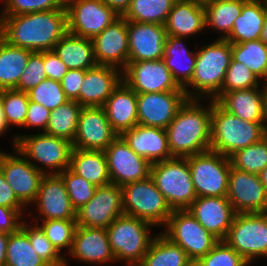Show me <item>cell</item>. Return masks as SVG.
<instances>
[{
    "label": "cell",
    "instance_id": "1",
    "mask_svg": "<svg viewBox=\"0 0 267 266\" xmlns=\"http://www.w3.org/2000/svg\"><path fill=\"white\" fill-rule=\"evenodd\" d=\"M67 32L66 9L0 16V37L32 52L53 50Z\"/></svg>",
    "mask_w": 267,
    "mask_h": 266
},
{
    "label": "cell",
    "instance_id": "2",
    "mask_svg": "<svg viewBox=\"0 0 267 266\" xmlns=\"http://www.w3.org/2000/svg\"><path fill=\"white\" fill-rule=\"evenodd\" d=\"M187 99L165 129L172 157L186 158L210 150L212 100ZM201 103V104H200Z\"/></svg>",
    "mask_w": 267,
    "mask_h": 266
},
{
    "label": "cell",
    "instance_id": "3",
    "mask_svg": "<svg viewBox=\"0 0 267 266\" xmlns=\"http://www.w3.org/2000/svg\"><path fill=\"white\" fill-rule=\"evenodd\" d=\"M196 49L194 73L183 89L187 99H202L204 103V99L213 100L221 91L232 60V44L217 38Z\"/></svg>",
    "mask_w": 267,
    "mask_h": 266
},
{
    "label": "cell",
    "instance_id": "4",
    "mask_svg": "<svg viewBox=\"0 0 267 266\" xmlns=\"http://www.w3.org/2000/svg\"><path fill=\"white\" fill-rule=\"evenodd\" d=\"M267 135V122L242 120L212 100L210 150L230 157Z\"/></svg>",
    "mask_w": 267,
    "mask_h": 266
},
{
    "label": "cell",
    "instance_id": "5",
    "mask_svg": "<svg viewBox=\"0 0 267 266\" xmlns=\"http://www.w3.org/2000/svg\"><path fill=\"white\" fill-rule=\"evenodd\" d=\"M11 138L12 147L18 149L44 175L60 174L70 166L73 143L64 138L45 132L15 134Z\"/></svg>",
    "mask_w": 267,
    "mask_h": 266
},
{
    "label": "cell",
    "instance_id": "6",
    "mask_svg": "<svg viewBox=\"0 0 267 266\" xmlns=\"http://www.w3.org/2000/svg\"><path fill=\"white\" fill-rule=\"evenodd\" d=\"M153 227L151 223L136 217L125 214L117 217L106 229L116 262L137 266L155 236L150 231Z\"/></svg>",
    "mask_w": 267,
    "mask_h": 266
},
{
    "label": "cell",
    "instance_id": "7",
    "mask_svg": "<svg viewBox=\"0 0 267 266\" xmlns=\"http://www.w3.org/2000/svg\"><path fill=\"white\" fill-rule=\"evenodd\" d=\"M150 177L172 210H185L197 198L187 158L153 163Z\"/></svg>",
    "mask_w": 267,
    "mask_h": 266
},
{
    "label": "cell",
    "instance_id": "8",
    "mask_svg": "<svg viewBox=\"0 0 267 266\" xmlns=\"http://www.w3.org/2000/svg\"><path fill=\"white\" fill-rule=\"evenodd\" d=\"M121 188L125 215L147 221L155 227L165 226L173 210L151 177Z\"/></svg>",
    "mask_w": 267,
    "mask_h": 266
},
{
    "label": "cell",
    "instance_id": "9",
    "mask_svg": "<svg viewBox=\"0 0 267 266\" xmlns=\"http://www.w3.org/2000/svg\"><path fill=\"white\" fill-rule=\"evenodd\" d=\"M161 232L171 242L179 245L188 258L197 262L219 242L187 210H173Z\"/></svg>",
    "mask_w": 267,
    "mask_h": 266
},
{
    "label": "cell",
    "instance_id": "10",
    "mask_svg": "<svg viewBox=\"0 0 267 266\" xmlns=\"http://www.w3.org/2000/svg\"><path fill=\"white\" fill-rule=\"evenodd\" d=\"M197 197L227 196L230 159L212 150L186 157Z\"/></svg>",
    "mask_w": 267,
    "mask_h": 266
},
{
    "label": "cell",
    "instance_id": "11",
    "mask_svg": "<svg viewBox=\"0 0 267 266\" xmlns=\"http://www.w3.org/2000/svg\"><path fill=\"white\" fill-rule=\"evenodd\" d=\"M224 241L247 262L267 257V212L235 214Z\"/></svg>",
    "mask_w": 267,
    "mask_h": 266
},
{
    "label": "cell",
    "instance_id": "12",
    "mask_svg": "<svg viewBox=\"0 0 267 266\" xmlns=\"http://www.w3.org/2000/svg\"><path fill=\"white\" fill-rule=\"evenodd\" d=\"M68 32L93 39L121 16L102 0H65Z\"/></svg>",
    "mask_w": 267,
    "mask_h": 266
},
{
    "label": "cell",
    "instance_id": "13",
    "mask_svg": "<svg viewBox=\"0 0 267 266\" xmlns=\"http://www.w3.org/2000/svg\"><path fill=\"white\" fill-rule=\"evenodd\" d=\"M124 215L122 188L110 183L95 189L93 197L76 211L77 226L108 228Z\"/></svg>",
    "mask_w": 267,
    "mask_h": 266
},
{
    "label": "cell",
    "instance_id": "14",
    "mask_svg": "<svg viewBox=\"0 0 267 266\" xmlns=\"http://www.w3.org/2000/svg\"><path fill=\"white\" fill-rule=\"evenodd\" d=\"M123 82L137 94L184 90L161 60L128 61L122 70Z\"/></svg>",
    "mask_w": 267,
    "mask_h": 266
},
{
    "label": "cell",
    "instance_id": "15",
    "mask_svg": "<svg viewBox=\"0 0 267 266\" xmlns=\"http://www.w3.org/2000/svg\"><path fill=\"white\" fill-rule=\"evenodd\" d=\"M104 153L111 183L122 187L150 177L152 164L132 150L120 135Z\"/></svg>",
    "mask_w": 267,
    "mask_h": 266
},
{
    "label": "cell",
    "instance_id": "16",
    "mask_svg": "<svg viewBox=\"0 0 267 266\" xmlns=\"http://www.w3.org/2000/svg\"><path fill=\"white\" fill-rule=\"evenodd\" d=\"M15 154L4 153L0 171L11 186L17 198L30 207L36 199L44 174L28 161L18 149Z\"/></svg>",
    "mask_w": 267,
    "mask_h": 266
},
{
    "label": "cell",
    "instance_id": "17",
    "mask_svg": "<svg viewBox=\"0 0 267 266\" xmlns=\"http://www.w3.org/2000/svg\"><path fill=\"white\" fill-rule=\"evenodd\" d=\"M227 198L236 214L267 212V191L257 174L231 166Z\"/></svg>",
    "mask_w": 267,
    "mask_h": 266
},
{
    "label": "cell",
    "instance_id": "18",
    "mask_svg": "<svg viewBox=\"0 0 267 266\" xmlns=\"http://www.w3.org/2000/svg\"><path fill=\"white\" fill-rule=\"evenodd\" d=\"M186 100L184 90L137 94L138 125L166 129Z\"/></svg>",
    "mask_w": 267,
    "mask_h": 266
},
{
    "label": "cell",
    "instance_id": "19",
    "mask_svg": "<svg viewBox=\"0 0 267 266\" xmlns=\"http://www.w3.org/2000/svg\"><path fill=\"white\" fill-rule=\"evenodd\" d=\"M117 137L102 107H82L73 148L104 151Z\"/></svg>",
    "mask_w": 267,
    "mask_h": 266
},
{
    "label": "cell",
    "instance_id": "20",
    "mask_svg": "<svg viewBox=\"0 0 267 266\" xmlns=\"http://www.w3.org/2000/svg\"><path fill=\"white\" fill-rule=\"evenodd\" d=\"M37 205L38 217L35 220L76 219L66 186L59 174L44 175L33 205Z\"/></svg>",
    "mask_w": 267,
    "mask_h": 266
},
{
    "label": "cell",
    "instance_id": "21",
    "mask_svg": "<svg viewBox=\"0 0 267 266\" xmlns=\"http://www.w3.org/2000/svg\"><path fill=\"white\" fill-rule=\"evenodd\" d=\"M97 65L123 70L128 64L129 44L127 20L122 16L92 39Z\"/></svg>",
    "mask_w": 267,
    "mask_h": 266
},
{
    "label": "cell",
    "instance_id": "22",
    "mask_svg": "<svg viewBox=\"0 0 267 266\" xmlns=\"http://www.w3.org/2000/svg\"><path fill=\"white\" fill-rule=\"evenodd\" d=\"M128 61L161 60L168 37L164 25L127 21Z\"/></svg>",
    "mask_w": 267,
    "mask_h": 266
},
{
    "label": "cell",
    "instance_id": "23",
    "mask_svg": "<svg viewBox=\"0 0 267 266\" xmlns=\"http://www.w3.org/2000/svg\"><path fill=\"white\" fill-rule=\"evenodd\" d=\"M187 210L219 241H224L235 217L227 196L197 197Z\"/></svg>",
    "mask_w": 267,
    "mask_h": 266
},
{
    "label": "cell",
    "instance_id": "24",
    "mask_svg": "<svg viewBox=\"0 0 267 266\" xmlns=\"http://www.w3.org/2000/svg\"><path fill=\"white\" fill-rule=\"evenodd\" d=\"M69 256L86 264L105 265L116 262L106 228L77 226Z\"/></svg>",
    "mask_w": 267,
    "mask_h": 266
},
{
    "label": "cell",
    "instance_id": "25",
    "mask_svg": "<svg viewBox=\"0 0 267 266\" xmlns=\"http://www.w3.org/2000/svg\"><path fill=\"white\" fill-rule=\"evenodd\" d=\"M122 81V70L114 66L96 65L86 70L79 104L82 107H102Z\"/></svg>",
    "mask_w": 267,
    "mask_h": 266
},
{
    "label": "cell",
    "instance_id": "26",
    "mask_svg": "<svg viewBox=\"0 0 267 266\" xmlns=\"http://www.w3.org/2000/svg\"><path fill=\"white\" fill-rule=\"evenodd\" d=\"M120 136L132 150L151 164L173 158L165 129L136 125Z\"/></svg>",
    "mask_w": 267,
    "mask_h": 266
},
{
    "label": "cell",
    "instance_id": "27",
    "mask_svg": "<svg viewBox=\"0 0 267 266\" xmlns=\"http://www.w3.org/2000/svg\"><path fill=\"white\" fill-rule=\"evenodd\" d=\"M216 102L227 112L242 120L267 122L265 95L262 84L260 88L255 87L225 92Z\"/></svg>",
    "mask_w": 267,
    "mask_h": 266
},
{
    "label": "cell",
    "instance_id": "28",
    "mask_svg": "<svg viewBox=\"0 0 267 266\" xmlns=\"http://www.w3.org/2000/svg\"><path fill=\"white\" fill-rule=\"evenodd\" d=\"M112 129L121 135L138 125L137 93L123 81L102 106Z\"/></svg>",
    "mask_w": 267,
    "mask_h": 266
},
{
    "label": "cell",
    "instance_id": "29",
    "mask_svg": "<svg viewBox=\"0 0 267 266\" xmlns=\"http://www.w3.org/2000/svg\"><path fill=\"white\" fill-rule=\"evenodd\" d=\"M168 36L187 38L206 29L205 8L193 0H176L164 24Z\"/></svg>",
    "mask_w": 267,
    "mask_h": 266
},
{
    "label": "cell",
    "instance_id": "30",
    "mask_svg": "<svg viewBox=\"0 0 267 266\" xmlns=\"http://www.w3.org/2000/svg\"><path fill=\"white\" fill-rule=\"evenodd\" d=\"M186 38L168 36L165 42L163 61L177 84L184 88L194 73L196 51L185 46Z\"/></svg>",
    "mask_w": 267,
    "mask_h": 266
},
{
    "label": "cell",
    "instance_id": "31",
    "mask_svg": "<svg viewBox=\"0 0 267 266\" xmlns=\"http://www.w3.org/2000/svg\"><path fill=\"white\" fill-rule=\"evenodd\" d=\"M267 14L260 0H247L241 14L235 19L230 34L225 38L231 44L258 40Z\"/></svg>",
    "mask_w": 267,
    "mask_h": 266
},
{
    "label": "cell",
    "instance_id": "32",
    "mask_svg": "<svg viewBox=\"0 0 267 266\" xmlns=\"http://www.w3.org/2000/svg\"><path fill=\"white\" fill-rule=\"evenodd\" d=\"M53 50L68 69L88 70L97 65L92 39L67 32L55 44Z\"/></svg>",
    "mask_w": 267,
    "mask_h": 266
},
{
    "label": "cell",
    "instance_id": "33",
    "mask_svg": "<svg viewBox=\"0 0 267 266\" xmlns=\"http://www.w3.org/2000/svg\"><path fill=\"white\" fill-rule=\"evenodd\" d=\"M69 168L96 187L111 183L104 151L73 148Z\"/></svg>",
    "mask_w": 267,
    "mask_h": 266
},
{
    "label": "cell",
    "instance_id": "34",
    "mask_svg": "<svg viewBox=\"0 0 267 266\" xmlns=\"http://www.w3.org/2000/svg\"><path fill=\"white\" fill-rule=\"evenodd\" d=\"M31 53L8 44L0 37V91L16 89Z\"/></svg>",
    "mask_w": 267,
    "mask_h": 266
},
{
    "label": "cell",
    "instance_id": "35",
    "mask_svg": "<svg viewBox=\"0 0 267 266\" xmlns=\"http://www.w3.org/2000/svg\"><path fill=\"white\" fill-rule=\"evenodd\" d=\"M156 235L137 266H187L192 262L186 252L165 237L161 231Z\"/></svg>",
    "mask_w": 267,
    "mask_h": 266
},
{
    "label": "cell",
    "instance_id": "36",
    "mask_svg": "<svg viewBox=\"0 0 267 266\" xmlns=\"http://www.w3.org/2000/svg\"><path fill=\"white\" fill-rule=\"evenodd\" d=\"M247 0H216L204 5L206 28L220 33L218 39H225L233 28L235 19L241 14Z\"/></svg>",
    "mask_w": 267,
    "mask_h": 266
},
{
    "label": "cell",
    "instance_id": "37",
    "mask_svg": "<svg viewBox=\"0 0 267 266\" xmlns=\"http://www.w3.org/2000/svg\"><path fill=\"white\" fill-rule=\"evenodd\" d=\"M81 109L82 106L78 102L69 100L51 110L49 122L44 132L73 143Z\"/></svg>",
    "mask_w": 267,
    "mask_h": 266
},
{
    "label": "cell",
    "instance_id": "38",
    "mask_svg": "<svg viewBox=\"0 0 267 266\" xmlns=\"http://www.w3.org/2000/svg\"><path fill=\"white\" fill-rule=\"evenodd\" d=\"M176 0H131L122 15L127 21L164 25Z\"/></svg>",
    "mask_w": 267,
    "mask_h": 266
},
{
    "label": "cell",
    "instance_id": "39",
    "mask_svg": "<svg viewBox=\"0 0 267 266\" xmlns=\"http://www.w3.org/2000/svg\"><path fill=\"white\" fill-rule=\"evenodd\" d=\"M232 59L244 63L260 80L267 79V46L259 39L232 44Z\"/></svg>",
    "mask_w": 267,
    "mask_h": 266
},
{
    "label": "cell",
    "instance_id": "40",
    "mask_svg": "<svg viewBox=\"0 0 267 266\" xmlns=\"http://www.w3.org/2000/svg\"><path fill=\"white\" fill-rule=\"evenodd\" d=\"M5 266H49L33 250L28 235L19 228L9 234Z\"/></svg>",
    "mask_w": 267,
    "mask_h": 266
},
{
    "label": "cell",
    "instance_id": "41",
    "mask_svg": "<svg viewBox=\"0 0 267 266\" xmlns=\"http://www.w3.org/2000/svg\"><path fill=\"white\" fill-rule=\"evenodd\" d=\"M32 224L23 220L21 229L28 235L33 250L49 266H68V261L62 253L46 237L42 228L34 223ZM28 224V225H27Z\"/></svg>",
    "mask_w": 267,
    "mask_h": 266
},
{
    "label": "cell",
    "instance_id": "42",
    "mask_svg": "<svg viewBox=\"0 0 267 266\" xmlns=\"http://www.w3.org/2000/svg\"><path fill=\"white\" fill-rule=\"evenodd\" d=\"M229 159L232 167L259 175L267 166V135L257 143L238 150Z\"/></svg>",
    "mask_w": 267,
    "mask_h": 266
},
{
    "label": "cell",
    "instance_id": "43",
    "mask_svg": "<svg viewBox=\"0 0 267 266\" xmlns=\"http://www.w3.org/2000/svg\"><path fill=\"white\" fill-rule=\"evenodd\" d=\"M44 231L49 241L61 253L65 248L67 254L70 252L73 244V237L77 227L76 219H50V220H35V223Z\"/></svg>",
    "mask_w": 267,
    "mask_h": 266
},
{
    "label": "cell",
    "instance_id": "44",
    "mask_svg": "<svg viewBox=\"0 0 267 266\" xmlns=\"http://www.w3.org/2000/svg\"><path fill=\"white\" fill-rule=\"evenodd\" d=\"M0 98L8 128L12 125L24 127L29 105L28 93L15 89L1 90Z\"/></svg>",
    "mask_w": 267,
    "mask_h": 266
},
{
    "label": "cell",
    "instance_id": "45",
    "mask_svg": "<svg viewBox=\"0 0 267 266\" xmlns=\"http://www.w3.org/2000/svg\"><path fill=\"white\" fill-rule=\"evenodd\" d=\"M260 84H262V81L244 63L232 59L226 71L221 91L213 100L216 101L225 92L252 89L259 87Z\"/></svg>",
    "mask_w": 267,
    "mask_h": 266
},
{
    "label": "cell",
    "instance_id": "46",
    "mask_svg": "<svg viewBox=\"0 0 267 266\" xmlns=\"http://www.w3.org/2000/svg\"><path fill=\"white\" fill-rule=\"evenodd\" d=\"M29 101L39 103L47 109L54 110L69 101L61 83L49 78L41 81L36 87L27 92Z\"/></svg>",
    "mask_w": 267,
    "mask_h": 266
},
{
    "label": "cell",
    "instance_id": "47",
    "mask_svg": "<svg viewBox=\"0 0 267 266\" xmlns=\"http://www.w3.org/2000/svg\"><path fill=\"white\" fill-rule=\"evenodd\" d=\"M59 175L64 181L71 204L76 211L93 197L97 187L70 168L65 169Z\"/></svg>",
    "mask_w": 267,
    "mask_h": 266
},
{
    "label": "cell",
    "instance_id": "48",
    "mask_svg": "<svg viewBox=\"0 0 267 266\" xmlns=\"http://www.w3.org/2000/svg\"><path fill=\"white\" fill-rule=\"evenodd\" d=\"M197 263L200 266H251L238 252L225 241H219L209 253L201 257Z\"/></svg>",
    "mask_w": 267,
    "mask_h": 266
},
{
    "label": "cell",
    "instance_id": "49",
    "mask_svg": "<svg viewBox=\"0 0 267 266\" xmlns=\"http://www.w3.org/2000/svg\"><path fill=\"white\" fill-rule=\"evenodd\" d=\"M2 3L4 5L0 16L66 9L65 0H3Z\"/></svg>",
    "mask_w": 267,
    "mask_h": 266
},
{
    "label": "cell",
    "instance_id": "50",
    "mask_svg": "<svg viewBox=\"0 0 267 266\" xmlns=\"http://www.w3.org/2000/svg\"><path fill=\"white\" fill-rule=\"evenodd\" d=\"M46 78L44 51L32 52L15 90L27 93Z\"/></svg>",
    "mask_w": 267,
    "mask_h": 266
},
{
    "label": "cell",
    "instance_id": "51",
    "mask_svg": "<svg viewBox=\"0 0 267 266\" xmlns=\"http://www.w3.org/2000/svg\"><path fill=\"white\" fill-rule=\"evenodd\" d=\"M50 118V110L39 103L29 101L27 115L23 128H39L41 132L46 130Z\"/></svg>",
    "mask_w": 267,
    "mask_h": 266
},
{
    "label": "cell",
    "instance_id": "52",
    "mask_svg": "<svg viewBox=\"0 0 267 266\" xmlns=\"http://www.w3.org/2000/svg\"><path fill=\"white\" fill-rule=\"evenodd\" d=\"M86 70L69 69L60 81L64 93L69 100L79 103V92Z\"/></svg>",
    "mask_w": 267,
    "mask_h": 266
},
{
    "label": "cell",
    "instance_id": "53",
    "mask_svg": "<svg viewBox=\"0 0 267 266\" xmlns=\"http://www.w3.org/2000/svg\"><path fill=\"white\" fill-rule=\"evenodd\" d=\"M23 209H13L0 206V232H16L23 222Z\"/></svg>",
    "mask_w": 267,
    "mask_h": 266
},
{
    "label": "cell",
    "instance_id": "54",
    "mask_svg": "<svg viewBox=\"0 0 267 266\" xmlns=\"http://www.w3.org/2000/svg\"><path fill=\"white\" fill-rule=\"evenodd\" d=\"M44 69L47 78L59 82L69 70L54 50L44 51Z\"/></svg>",
    "mask_w": 267,
    "mask_h": 266
},
{
    "label": "cell",
    "instance_id": "55",
    "mask_svg": "<svg viewBox=\"0 0 267 266\" xmlns=\"http://www.w3.org/2000/svg\"><path fill=\"white\" fill-rule=\"evenodd\" d=\"M0 206L24 209L25 205L17 198L11 186L7 183L3 173L0 171Z\"/></svg>",
    "mask_w": 267,
    "mask_h": 266
},
{
    "label": "cell",
    "instance_id": "56",
    "mask_svg": "<svg viewBox=\"0 0 267 266\" xmlns=\"http://www.w3.org/2000/svg\"><path fill=\"white\" fill-rule=\"evenodd\" d=\"M107 6L122 16L129 8L131 0H102Z\"/></svg>",
    "mask_w": 267,
    "mask_h": 266
},
{
    "label": "cell",
    "instance_id": "57",
    "mask_svg": "<svg viewBox=\"0 0 267 266\" xmlns=\"http://www.w3.org/2000/svg\"><path fill=\"white\" fill-rule=\"evenodd\" d=\"M8 241H9V233L0 232V266H5L6 264Z\"/></svg>",
    "mask_w": 267,
    "mask_h": 266
},
{
    "label": "cell",
    "instance_id": "58",
    "mask_svg": "<svg viewBox=\"0 0 267 266\" xmlns=\"http://www.w3.org/2000/svg\"><path fill=\"white\" fill-rule=\"evenodd\" d=\"M8 130V126L6 124V119H5V115L3 112V106H2V102H1V98H0V137L6 133V131Z\"/></svg>",
    "mask_w": 267,
    "mask_h": 266
},
{
    "label": "cell",
    "instance_id": "59",
    "mask_svg": "<svg viewBox=\"0 0 267 266\" xmlns=\"http://www.w3.org/2000/svg\"><path fill=\"white\" fill-rule=\"evenodd\" d=\"M259 40L262 41L267 46V14H266V19H265L263 28L261 30V35H260Z\"/></svg>",
    "mask_w": 267,
    "mask_h": 266
},
{
    "label": "cell",
    "instance_id": "60",
    "mask_svg": "<svg viewBox=\"0 0 267 266\" xmlns=\"http://www.w3.org/2000/svg\"><path fill=\"white\" fill-rule=\"evenodd\" d=\"M260 180L267 191V166L259 173Z\"/></svg>",
    "mask_w": 267,
    "mask_h": 266
},
{
    "label": "cell",
    "instance_id": "61",
    "mask_svg": "<svg viewBox=\"0 0 267 266\" xmlns=\"http://www.w3.org/2000/svg\"><path fill=\"white\" fill-rule=\"evenodd\" d=\"M263 91L265 95L266 112H267V79L262 81Z\"/></svg>",
    "mask_w": 267,
    "mask_h": 266
},
{
    "label": "cell",
    "instance_id": "62",
    "mask_svg": "<svg viewBox=\"0 0 267 266\" xmlns=\"http://www.w3.org/2000/svg\"><path fill=\"white\" fill-rule=\"evenodd\" d=\"M194 2H197L201 5H205V4H208L210 2H213V1H216V0H193Z\"/></svg>",
    "mask_w": 267,
    "mask_h": 266
},
{
    "label": "cell",
    "instance_id": "63",
    "mask_svg": "<svg viewBox=\"0 0 267 266\" xmlns=\"http://www.w3.org/2000/svg\"><path fill=\"white\" fill-rule=\"evenodd\" d=\"M187 266H200L197 262H191L190 264H188Z\"/></svg>",
    "mask_w": 267,
    "mask_h": 266
},
{
    "label": "cell",
    "instance_id": "64",
    "mask_svg": "<svg viewBox=\"0 0 267 266\" xmlns=\"http://www.w3.org/2000/svg\"><path fill=\"white\" fill-rule=\"evenodd\" d=\"M267 7V0H260Z\"/></svg>",
    "mask_w": 267,
    "mask_h": 266
},
{
    "label": "cell",
    "instance_id": "65",
    "mask_svg": "<svg viewBox=\"0 0 267 266\" xmlns=\"http://www.w3.org/2000/svg\"><path fill=\"white\" fill-rule=\"evenodd\" d=\"M4 153H5L4 151H1V150H0V161H1V158H2V156L4 155Z\"/></svg>",
    "mask_w": 267,
    "mask_h": 266
}]
</instances>
